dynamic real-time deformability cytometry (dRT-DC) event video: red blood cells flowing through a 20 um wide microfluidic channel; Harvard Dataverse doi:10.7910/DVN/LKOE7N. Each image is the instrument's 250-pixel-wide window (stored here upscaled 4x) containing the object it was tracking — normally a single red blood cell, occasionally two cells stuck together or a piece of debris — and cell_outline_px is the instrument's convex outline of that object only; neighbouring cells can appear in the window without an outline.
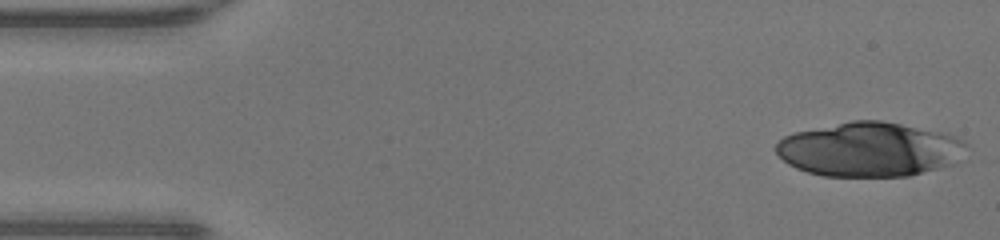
{"species": "human", "species_latin": "Homo sapiens", "temperature_condition": "warm", "stored_images_in_passage": 46, "camera_frame_rate_fps": 3000, "um_per_image_px": 0.085, "donor": {"sex": "male"}, "frame": {"image": 1, "passage_image": 1, "time_ms": 0.0, "image_size_px": [1000, 240], "cell_outline_px": [[968, 144], [956, 164], [908, 176], [824, 176], [808, 172], [796, 168], [788, 164], [776, 152], [776, 144], [784, 136], [796, 132], [852, 120], [880, 120], [944, 132], [956, 136], [964, 140]], "centroid_in_image_um": [73.95, 12.7], "position_along_channel_um": 11.0, "area_um2": 60.34}}
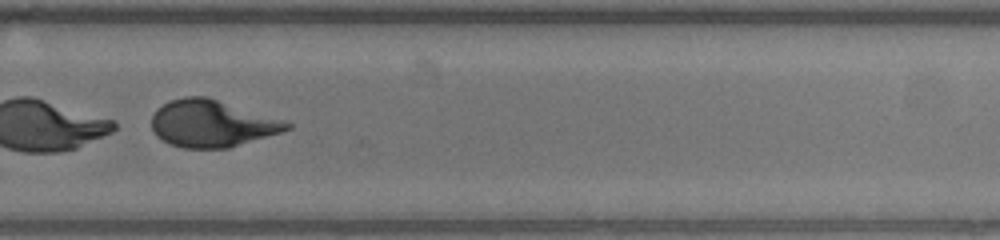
{"frame": {"image": 2, "passage_image": 31, "time_ms": 10.0, "image_size_px": [1000, 240], "cell_outline_px": [[292, 128], [280, 132], [228, 148], [184, 148], [168, 144], [156, 136], [152, 128], [152, 116], [156, 108], [168, 100], [184, 96], [208, 96], [288, 120], [292, 124]], "centroid_in_image_um": [18.02, 10.47], "position_along_channel_um": 311.8, "area_um2": 37.57}}